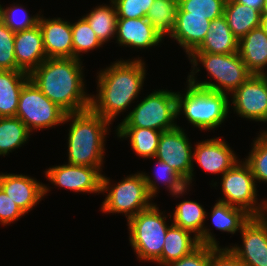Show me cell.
I'll list each match as a JSON object with an SVG mask.
<instances>
[{
	"mask_svg": "<svg viewBox=\"0 0 267 266\" xmlns=\"http://www.w3.org/2000/svg\"><path fill=\"white\" fill-rule=\"evenodd\" d=\"M260 27L267 34V15H262L261 16Z\"/></svg>",
	"mask_w": 267,
	"mask_h": 266,
	"instance_id": "43",
	"label": "cell"
},
{
	"mask_svg": "<svg viewBox=\"0 0 267 266\" xmlns=\"http://www.w3.org/2000/svg\"><path fill=\"white\" fill-rule=\"evenodd\" d=\"M24 215L17 204L0 188V224L10 225Z\"/></svg>",
	"mask_w": 267,
	"mask_h": 266,
	"instance_id": "40",
	"label": "cell"
},
{
	"mask_svg": "<svg viewBox=\"0 0 267 266\" xmlns=\"http://www.w3.org/2000/svg\"><path fill=\"white\" fill-rule=\"evenodd\" d=\"M262 15H267V0H264L263 9L261 11Z\"/></svg>",
	"mask_w": 267,
	"mask_h": 266,
	"instance_id": "44",
	"label": "cell"
},
{
	"mask_svg": "<svg viewBox=\"0 0 267 266\" xmlns=\"http://www.w3.org/2000/svg\"><path fill=\"white\" fill-rule=\"evenodd\" d=\"M230 97L239 117L267 122V74H252Z\"/></svg>",
	"mask_w": 267,
	"mask_h": 266,
	"instance_id": "12",
	"label": "cell"
},
{
	"mask_svg": "<svg viewBox=\"0 0 267 266\" xmlns=\"http://www.w3.org/2000/svg\"><path fill=\"white\" fill-rule=\"evenodd\" d=\"M240 234L243 245L227 248L244 266H267V215L251 217Z\"/></svg>",
	"mask_w": 267,
	"mask_h": 266,
	"instance_id": "13",
	"label": "cell"
},
{
	"mask_svg": "<svg viewBox=\"0 0 267 266\" xmlns=\"http://www.w3.org/2000/svg\"><path fill=\"white\" fill-rule=\"evenodd\" d=\"M118 138H128L135 154L142 158H154L156 155L161 131L138 127H117Z\"/></svg>",
	"mask_w": 267,
	"mask_h": 266,
	"instance_id": "27",
	"label": "cell"
},
{
	"mask_svg": "<svg viewBox=\"0 0 267 266\" xmlns=\"http://www.w3.org/2000/svg\"><path fill=\"white\" fill-rule=\"evenodd\" d=\"M223 16L232 33L240 39L260 26L261 12L235 0H226Z\"/></svg>",
	"mask_w": 267,
	"mask_h": 266,
	"instance_id": "26",
	"label": "cell"
},
{
	"mask_svg": "<svg viewBox=\"0 0 267 266\" xmlns=\"http://www.w3.org/2000/svg\"><path fill=\"white\" fill-rule=\"evenodd\" d=\"M31 132L18 117H0V156L27 143Z\"/></svg>",
	"mask_w": 267,
	"mask_h": 266,
	"instance_id": "31",
	"label": "cell"
},
{
	"mask_svg": "<svg viewBox=\"0 0 267 266\" xmlns=\"http://www.w3.org/2000/svg\"><path fill=\"white\" fill-rule=\"evenodd\" d=\"M82 61L76 58H47L29 74L39 90L66 113L90 109L85 92Z\"/></svg>",
	"mask_w": 267,
	"mask_h": 266,
	"instance_id": "2",
	"label": "cell"
},
{
	"mask_svg": "<svg viewBox=\"0 0 267 266\" xmlns=\"http://www.w3.org/2000/svg\"><path fill=\"white\" fill-rule=\"evenodd\" d=\"M207 214L199 203L184 200L176 205L172 223L194 233L198 237L199 244L221 248L211 230L204 226Z\"/></svg>",
	"mask_w": 267,
	"mask_h": 266,
	"instance_id": "20",
	"label": "cell"
},
{
	"mask_svg": "<svg viewBox=\"0 0 267 266\" xmlns=\"http://www.w3.org/2000/svg\"><path fill=\"white\" fill-rule=\"evenodd\" d=\"M188 59L190 60L193 70L187 76V82L210 91H216L231 95L239 88L252 73L247 69L240 55L233 54H214L204 52H192ZM198 62L204 66L208 75L216 82L197 81L195 75L200 71ZM196 69V70H195Z\"/></svg>",
	"mask_w": 267,
	"mask_h": 266,
	"instance_id": "4",
	"label": "cell"
},
{
	"mask_svg": "<svg viewBox=\"0 0 267 266\" xmlns=\"http://www.w3.org/2000/svg\"><path fill=\"white\" fill-rule=\"evenodd\" d=\"M22 5L14 3L10 7L4 8L0 4V19L13 31H23L38 24L41 14L34 16L28 15V11L21 7Z\"/></svg>",
	"mask_w": 267,
	"mask_h": 266,
	"instance_id": "36",
	"label": "cell"
},
{
	"mask_svg": "<svg viewBox=\"0 0 267 266\" xmlns=\"http://www.w3.org/2000/svg\"><path fill=\"white\" fill-rule=\"evenodd\" d=\"M29 80L26 72L0 70V117H16L20 92Z\"/></svg>",
	"mask_w": 267,
	"mask_h": 266,
	"instance_id": "25",
	"label": "cell"
},
{
	"mask_svg": "<svg viewBox=\"0 0 267 266\" xmlns=\"http://www.w3.org/2000/svg\"><path fill=\"white\" fill-rule=\"evenodd\" d=\"M110 1V5L96 6L83 16L102 44L114 39L116 35L117 12L114 3Z\"/></svg>",
	"mask_w": 267,
	"mask_h": 266,
	"instance_id": "29",
	"label": "cell"
},
{
	"mask_svg": "<svg viewBox=\"0 0 267 266\" xmlns=\"http://www.w3.org/2000/svg\"><path fill=\"white\" fill-rule=\"evenodd\" d=\"M197 143L193 148V161L208 173L223 175L239 161L234 150L220 137Z\"/></svg>",
	"mask_w": 267,
	"mask_h": 266,
	"instance_id": "16",
	"label": "cell"
},
{
	"mask_svg": "<svg viewBox=\"0 0 267 266\" xmlns=\"http://www.w3.org/2000/svg\"><path fill=\"white\" fill-rule=\"evenodd\" d=\"M38 24L43 36L47 58H73L71 23L62 18L39 16Z\"/></svg>",
	"mask_w": 267,
	"mask_h": 266,
	"instance_id": "18",
	"label": "cell"
},
{
	"mask_svg": "<svg viewBox=\"0 0 267 266\" xmlns=\"http://www.w3.org/2000/svg\"><path fill=\"white\" fill-rule=\"evenodd\" d=\"M14 38L15 32L0 19V70H17Z\"/></svg>",
	"mask_w": 267,
	"mask_h": 266,
	"instance_id": "37",
	"label": "cell"
},
{
	"mask_svg": "<svg viewBox=\"0 0 267 266\" xmlns=\"http://www.w3.org/2000/svg\"><path fill=\"white\" fill-rule=\"evenodd\" d=\"M251 152L244 162L250 167L255 182L267 183V131L254 138Z\"/></svg>",
	"mask_w": 267,
	"mask_h": 266,
	"instance_id": "34",
	"label": "cell"
},
{
	"mask_svg": "<svg viewBox=\"0 0 267 266\" xmlns=\"http://www.w3.org/2000/svg\"><path fill=\"white\" fill-rule=\"evenodd\" d=\"M118 60L98 74L97 94L90 97V109L110 123L130 107L140 94L146 79L142 58Z\"/></svg>",
	"mask_w": 267,
	"mask_h": 266,
	"instance_id": "1",
	"label": "cell"
},
{
	"mask_svg": "<svg viewBox=\"0 0 267 266\" xmlns=\"http://www.w3.org/2000/svg\"><path fill=\"white\" fill-rule=\"evenodd\" d=\"M178 10V0H154L146 19L154 29L165 39L172 34Z\"/></svg>",
	"mask_w": 267,
	"mask_h": 266,
	"instance_id": "32",
	"label": "cell"
},
{
	"mask_svg": "<svg viewBox=\"0 0 267 266\" xmlns=\"http://www.w3.org/2000/svg\"><path fill=\"white\" fill-rule=\"evenodd\" d=\"M14 53L17 71H23L28 74L47 59L39 24L29 29L15 32Z\"/></svg>",
	"mask_w": 267,
	"mask_h": 266,
	"instance_id": "17",
	"label": "cell"
},
{
	"mask_svg": "<svg viewBox=\"0 0 267 266\" xmlns=\"http://www.w3.org/2000/svg\"><path fill=\"white\" fill-rule=\"evenodd\" d=\"M66 114L62 108L46 97L31 80L23 86L19 96L16 117L27 126L30 132L65 124Z\"/></svg>",
	"mask_w": 267,
	"mask_h": 266,
	"instance_id": "10",
	"label": "cell"
},
{
	"mask_svg": "<svg viewBox=\"0 0 267 266\" xmlns=\"http://www.w3.org/2000/svg\"><path fill=\"white\" fill-rule=\"evenodd\" d=\"M117 18L136 19L146 17L154 0H112Z\"/></svg>",
	"mask_w": 267,
	"mask_h": 266,
	"instance_id": "38",
	"label": "cell"
},
{
	"mask_svg": "<svg viewBox=\"0 0 267 266\" xmlns=\"http://www.w3.org/2000/svg\"><path fill=\"white\" fill-rule=\"evenodd\" d=\"M49 186L27 175L0 173V188L27 214L50 191Z\"/></svg>",
	"mask_w": 267,
	"mask_h": 266,
	"instance_id": "15",
	"label": "cell"
},
{
	"mask_svg": "<svg viewBox=\"0 0 267 266\" xmlns=\"http://www.w3.org/2000/svg\"><path fill=\"white\" fill-rule=\"evenodd\" d=\"M225 2L226 0H178L177 12L206 16L212 21L223 16Z\"/></svg>",
	"mask_w": 267,
	"mask_h": 266,
	"instance_id": "35",
	"label": "cell"
},
{
	"mask_svg": "<svg viewBox=\"0 0 267 266\" xmlns=\"http://www.w3.org/2000/svg\"><path fill=\"white\" fill-rule=\"evenodd\" d=\"M210 266H244V264L227 247L211 246Z\"/></svg>",
	"mask_w": 267,
	"mask_h": 266,
	"instance_id": "41",
	"label": "cell"
},
{
	"mask_svg": "<svg viewBox=\"0 0 267 266\" xmlns=\"http://www.w3.org/2000/svg\"><path fill=\"white\" fill-rule=\"evenodd\" d=\"M220 179L223 198L219 201L245 210L252 217L267 215V200L258 203L257 184L250 167L244 161H238L227 170Z\"/></svg>",
	"mask_w": 267,
	"mask_h": 266,
	"instance_id": "9",
	"label": "cell"
},
{
	"mask_svg": "<svg viewBox=\"0 0 267 266\" xmlns=\"http://www.w3.org/2000/svg\"><path fill=\"white\" fill-rule=\"evenodd\" d=\"M72 29V44H73V58L80 59L82 54L95 48L103 46L101 41L97 38L95 32L91 29L88 21L82 16L78 22L71 24Z\"/></svg>",
	"mask_w": 267,
	"mask_h": 266,
	"instance_id": "33",
	"label": "cell"
},
{
	"mask_svg": "<svg viewBox=\"0 0 267 266\" xmlns=\"http://www.w3.org/2000/svg\"><path fill=\"white\" fill-rule=\"evenodd\" d=\"M252 216L245 210L217 201L211 211L212 224L221 232L235 234Z\"/></svg>",
	"mask_w": 267,
	"mask_h": 266,
	"instance_id": "30",
	"label": "cell"
},
{
	"mask_svg": "<svg viewBox=\"0 0 267 266\" xmlns=\"http://www.w3.org/2000/svg\"><path fill=\"white\" fill-rule=\"evenodd\" d=\"M184 131L177 126L162 132L154 159L157 158L174 168L190 187L194 179L193 148Z\"/></svg>",
	"mask_w": 267,
	"mask_h": 266,
	"instance_id": "11",
	"label": "cell"
},
{
	"mask_svg": "<svg viewBox=\"0 0 267 266\" xmlns=\"http://www.w3.org/2000/svg\"><path fill=\"white\" fill-rule=\"evenodd\" d=\"M239 39L232 33L224 16L210 23L203 42L193 52L233 54L238 52Z\"/></svg>",
	"mask_w": 267,
	"mask_h": 266,
	"instance_id": "24",
	"label": "cell"
},
{
	"mask_svg": "<svg viewBox=\"0 0 267 266\" xmlns=\"http://www.w3.org/2000/svg\"><path fill=\"white\" fill-rule=\"evenodd\" d=\"M211 246L200 244L190 254L164 266H210Z\"/></svg>",
	"mask_w": 267,
	"mask_h": 266,
	"instance_id": "39",
	"label": "cell"
},
{
	"mask_svg": "<svg viewBox=\"0 0 267 266\" xmlns=\"http://www.w3.org/2000/svg\"><path fill=\"white\" fill-rule=\"evenodd\" d=\"M210 23L206 16L177 12L175 27L170 37L177 41L188 57L205 39Z\"/></svg>",
	"mask_w": 267,
	"mask_h": 266,
	"instance_id": "21",
	"label": "cell"
},
{
	"mask_svg": "<svg viewBox=\"0 0 267 266\" xmlns=\"http://www.w3.org/2000/svg\"><path fill=\"white\" fill-rule=\"evenodd\" d=\"M45 177L54 186L75 192L101 193L102 175L96 167L63 164L46 169Z\"/></svg>",
	"mask_w": 267,
	"mask_h": 266,
	"instance_id": "14",
	"label": "cell"
},
{
	"mask_svg": "<svg viewBox=\"0 0 267 266\" xmlns=\"http://www.w3.org/2000/svg\"><path fill=\"white\" fill-rule=\"evenodd\" d=\"M238 54L252 74L266 73L267 34L260 26L239 39Z\"/></svg>",
	"mask_w": 267,
	"mask_h": 266,
	"instance_id": "22",
	"label": "cell"
},
{
	"mask_svg": "<svg viewBox=\"0 0 267 266\" xmlns=\"http://www.w3.org/2000/svg\"><path fill=\"white\" fill-rule=\"evenodd\" d=\"M191 235L192 232L171 223L164 239L162 254L155 263L164 266L190 254L200 245L198 237Z\"/></svg>",
	"mask_w": 267,
	"mask_h": 266,
	"instance_id": "23",
	"label": "cell"
},
{
	"mask_svg": "<svg viewBox=\"0 0 267 266\" xmlns=\"http://www.w3.org/2000/svg\"><path fill=\"white\" fill-rule=\"evenodd\" d=\"M156 160L157 165L153 179L149 174L147 175V173L142 172L149 194L153 198L156 197L159 191V186L156 183L157 181H161L160 183H163L169 189V193L173 197L176 196V198H179L181 195L183 196L189 188L187 182L167 163L158 159Z\"/></svg>",
	"mask_w": 267,
	"mask_h": 266,
	"instance_id": "28",
	"label": "cell"
},
{
	"mask_svg": "<svg viewBox=\"0 0 267 266\" xmlns=\"http://www.w3.org/2000/svg\"><path fill=\"white\" fill-rule=\"evenodd\" d=\"M116 43L137 49H147L159 45L164 39L146 17L117 18Z\"/></svg>",
	"mask_w": 267,
	"mask_h": 266,
	"instance_id": "19",
	"label": "cell"
},
{
	"mask_svg": "<svg viewBox=\"0 0 267 266\" xmlns=\"http://www.w3.org/2000/svg\"><path fill=\"white\" fill-rule=\"evenodd\" d=\"M238 3H242L246 6L259 10L260 12L263 9L264 0H235Z\"/></svg>",
	"mask_w": 267,
	"mask_h": 266,
	"instance_id": "42",
	"label": "cell"
},
{
	"mask_svg": "<svg viewBox=\"0 0 267 266\" xmlns=\"http://www.w3.org/2000/svg\"><path fill=\"white\" fill-rule=\"evenodd\" d=\"M68 163L96 167L102 171L105 140L112 124L91 109L67 113L64 123L69 122ZM105 139V140H104Z\"/></svg>",
	"mask_w": 267,
	"mask_h": 266,
	"instance_id": "3",
	"label": "cell"
},
{
	"mask_svg": "<svg viewBox=\"0 0 267 266\" xmlns=\"http://www.w3.org/2000/svg\"><path fill=\"white\" fill-rule=\"evenodd\" d=\"M176 92L154 90L131 110L117 127L149 128L161 132L176 128Z\"/></svg>",
	"mask_w": 267,
	"mask_h": 266,
	"instance_id": "8",
	"label": "cell"
},
{
	"mask_svg": "<svg viewBox=\"0 0 267 266\" xmlns=\"http://www.w3.org/2000/svg\"><path fill=\"white\" fill-rule=\"evenodd\" d=\"M101 192L108 193L101 204V211L123 213L127 221L153 205V197L148 192L142 172L128 175L115 185H111L110 178L103 174Z\"/></svg>",
	"mask_w": 267,
	"mask_h": 266,
	"instance_id": "7",
	"label": "cell"
},
{
	"mask_svg": "<svg viewBox=\"0 0 267 266\" xmlns=\"http://www.w3.org/2000/svg\"><path fill=\"white\" fill-rule=\"evenodd\" d=\"M186 83L184 94L176 92L177 117L183 113L186 120L199 130H213L222 125L231 107L228 95Z\"/></svg>",
	"mask_w": 267,
	"mask_h": 266,
	"instance_id": "5",
	"label": "cell"
},
{
	"mask_svg": "<svg viewBox=\"0 0 267 266\" xmlns=\"http://www.w3.org/2000/svg\"><path fill=\"white\" fill-rule=\"evenodd\" d=\"M163 214L154 203L127 221L129 242L139 261L155 262L161 256L170 226L166 224L167 216Z\"/></svg>",
	"mask_w": 267,
	"mask_h": 266,
	"instance_id": "6",
	"label": "cell"
}]
</instances>
